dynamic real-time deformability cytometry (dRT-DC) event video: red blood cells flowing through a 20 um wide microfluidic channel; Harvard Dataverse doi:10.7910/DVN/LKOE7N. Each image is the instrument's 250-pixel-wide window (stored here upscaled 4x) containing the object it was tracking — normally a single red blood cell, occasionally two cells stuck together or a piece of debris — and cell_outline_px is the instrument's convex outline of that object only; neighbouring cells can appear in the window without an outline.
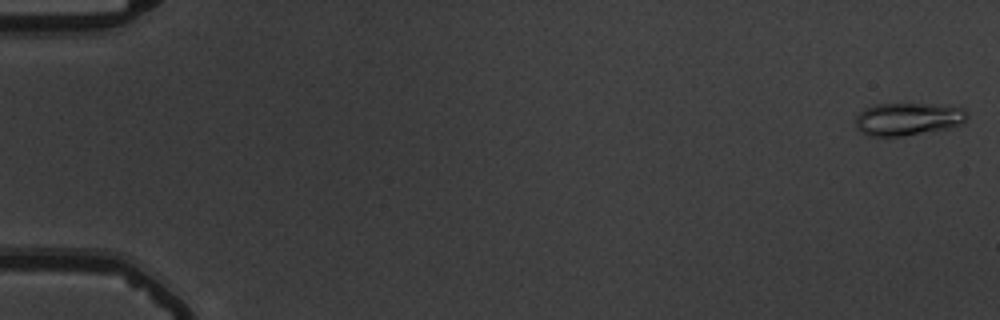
{"species": "common noctule bat (a hibernating species)", "species_latin": "Nyctalus noctula", "temperature_condition": "warm", "stored_images_in_passage": 55, "camera_frame_rate_fps": 3000, "um_per_image_px": 0.085, "animal": {"sex": "male", "body_mass_g": 19.5, "forearm_length_mm": 54.6}, "frame": {"image": 1, "passage_image": 1, "time_ms": 0.0, "image_size_px": [1000, 320], "cell_outline_px": [[968, 116], [964, 124], [948, 128], [900, 136], [868, 136], [860, 132], [856, 128], [856, 116], [864, 108], [872, 104], [924, 104], [964, 108], [968, 112]], "centroid_in_image_um": [77.16, 10.12], "position_along_channel_um": 7.8, "area_um2": 21.27}}
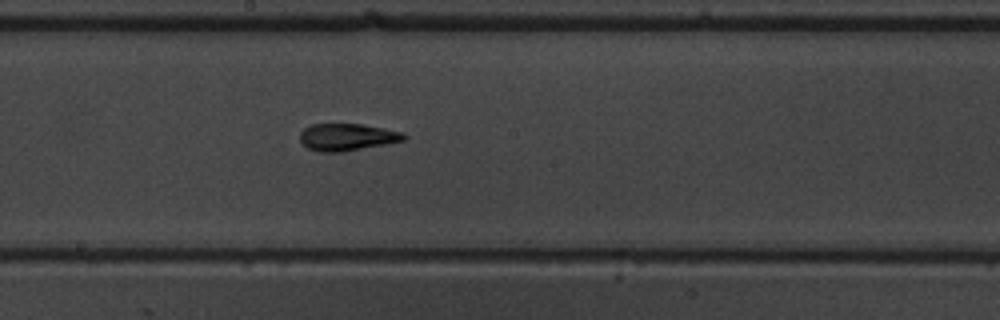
{"frame": {"image": 2, "passage_image": 31, "time_ms": 10.0, "image_size_px": [1000, 320], "cell_outline_px": [[408, 136], [404, 140], [344, 152], [320, 152], [308, 148], [300, 140], [300, 132], [304, 128], [312, 124], [360, 124], [384, 128], [404, 132]], "centroid_in_image_um": [29.51, 11.65], "position_along_channel_um": 218.7, "area_um2": 16.42}}
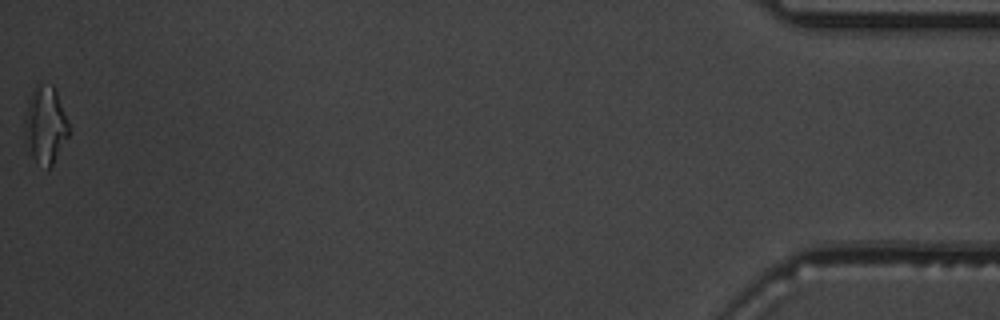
{"frame": {"image": 3, "passage_image": 55, "time_ms": 18.0, "image_size_px": [1000, 320], "cell_outline_px": [[68, 136], [52, 164], [48, 168], [36, 164], [24, 132], [24, 120], [28, 100], [36, 84], [52, 84], [56, 88], [68, 120]], "centroid_in_image_um": [3.86, 10.56], "position_along_channel_um": 431.3, "area_um2": 19.65}, "authors_computed_cell_mechanics": {"area_um2": 16.5886, "velocity_mm_per_s": 3.7704, "shape_relaxation_time_tau1_ms": 4.2441, "shape_relaxation_time_tau2_ms": 2.0314, "deformation_change_tau1": 0.1834, "deformation_change_tau2": 0.111}}